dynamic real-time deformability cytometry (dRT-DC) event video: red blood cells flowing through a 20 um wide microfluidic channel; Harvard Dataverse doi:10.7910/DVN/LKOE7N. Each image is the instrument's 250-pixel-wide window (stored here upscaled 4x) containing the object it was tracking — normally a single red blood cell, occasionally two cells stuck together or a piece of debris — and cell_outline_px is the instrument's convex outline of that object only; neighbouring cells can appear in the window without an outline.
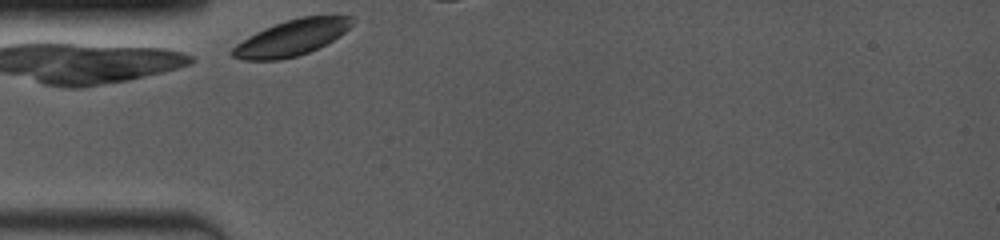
{"species": "common noctule bat (a hibernating species)", "species_latin": "Nyctalus noctula", "temperature_condition": "room temperature", "stored_images_in_passage": 3, "camera_frame_rate_fps": 4000, "um_per_image_px": 0.085, "animal": {"sex": "female", "body_mass_g": 19.0, "forearm_length_mm": 53.3}, "frame": {"image": 1, "passage_image": 1, "time_ms": 0.0, "image_size_px": [1000, 240], "cell_outline_px": [[352, 24], [340, 36], [308, 52], [296, 56], [280, 60], [244, 60], [232, 56], [228, 52], [236, 44], [248, 36], [264, 28], [300, 16], [352, 16]], "centroid_in_image_um": [24.74, 3.22], "position_along_channel_um": 60.3, "area_um2": 24.68}}